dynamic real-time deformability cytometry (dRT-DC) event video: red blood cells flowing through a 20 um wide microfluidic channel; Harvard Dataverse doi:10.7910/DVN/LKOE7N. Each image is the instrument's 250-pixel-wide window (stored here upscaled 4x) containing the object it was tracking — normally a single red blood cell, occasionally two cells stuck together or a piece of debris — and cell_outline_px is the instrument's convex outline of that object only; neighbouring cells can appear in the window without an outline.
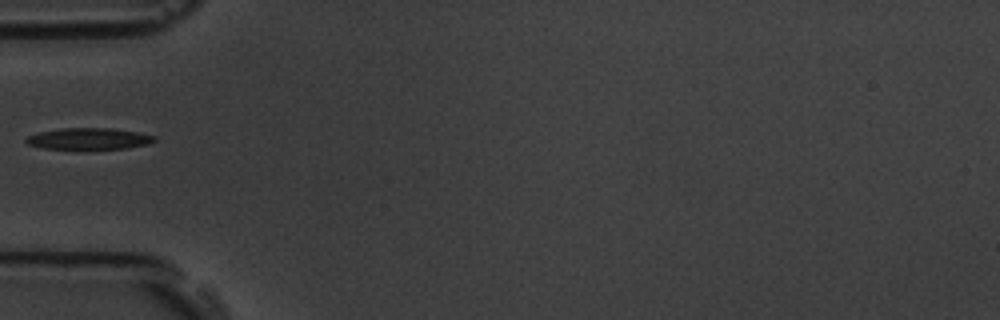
{"species": "common noctule bat (a hibernating species)", "species_latin": "Nyctalus noctula", "temperature_condition": "room temperature", "stored_images_in_passage": 4, "camera_frame_rate_fps": 3000, "um_per_image_px": 0.085, "animal": {"sex": "male", "body_mass_g": 19.5, "forearm_length_mm": 54.6}, "frame": {"image": 1, "passage_image": 3, "time_ms": 2.333, "image_size_px": [1000, 320], "cell_outline_px": [[156, 140], [148, 144], [124, 148], [44, 148], [28, 144], [24, 140], [28, 136], [40, 132], [60, 128], [112, 128], [136, 132], [156, 136]], "centroid_in_image_um": [7.56, 11.77], "position_along_channel_um": 77.4, "area_um2": 15.66}}
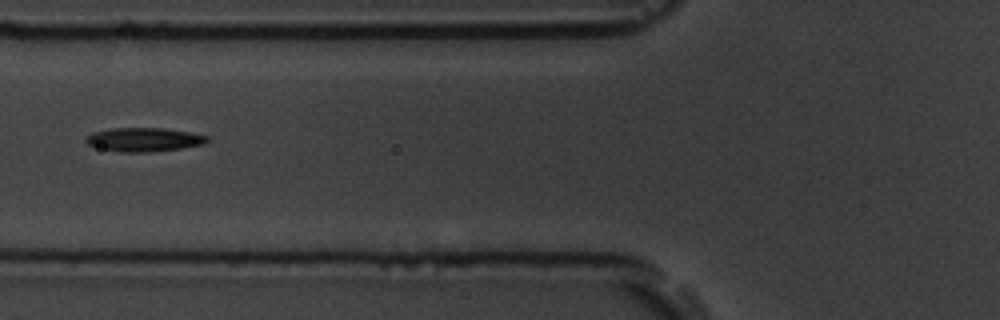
{"frame": {"image": 2, "passage_image": 4, "time_ms": 3.333, "image_size_px": [1000, 320], "cell_outline_px": [[208, 140], [204, 144], [180, 148], [148, 152], [120, 152], [100, 148], [88, 144], [84, 140], [92, 132], [112, 128], [164, 128], [188, 132], [208, 136]], "centroid_in_image_um": [12.21, 11.86], "position_along_channel_um": 113.6, "area_um2": 16.65}}